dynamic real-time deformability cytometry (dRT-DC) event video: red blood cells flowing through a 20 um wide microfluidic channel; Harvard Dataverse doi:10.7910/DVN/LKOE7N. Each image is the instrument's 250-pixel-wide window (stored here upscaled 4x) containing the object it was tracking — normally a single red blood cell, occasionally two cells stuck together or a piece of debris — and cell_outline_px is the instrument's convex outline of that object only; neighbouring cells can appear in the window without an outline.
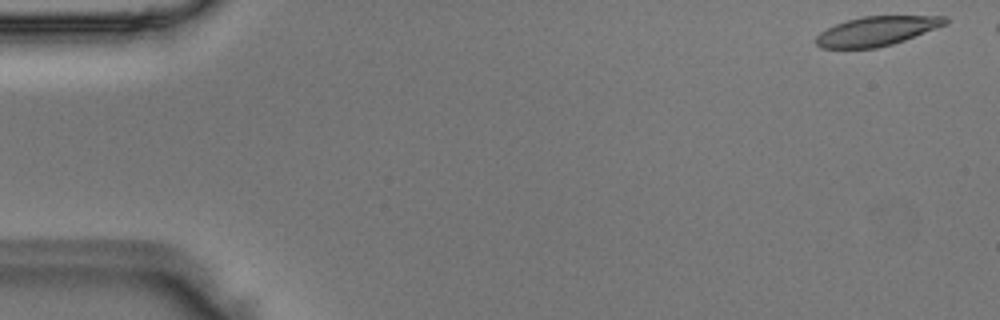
{"species": "Egyptian fruit bat (a non-hibernating species)", "species_latin": "Rousettus aegyptiacus", "temperature_condition": "room temperature", "stored_images_in_passage": 45, "camera_frame_rate_fps": 3000, "um_per_image_px": 0.085, "animal": {"sex": "male"}, "frame": {"image": 1, "passage_image": 1, "time_ms": 0.0, "image_size_px": [1000, 320], "cell_outline_px": [[948, 24], [904, 40], [892, 44], [876, 48], [820, 48], [816, 44], [816, 36], [820, 32], [836, 24], [848, 20], [864, 16], [948, 16]], "centroid_in_image_um": [74.54, 2.64], "position_along_channel_um": 10.5, "area_um2": 21.96}}
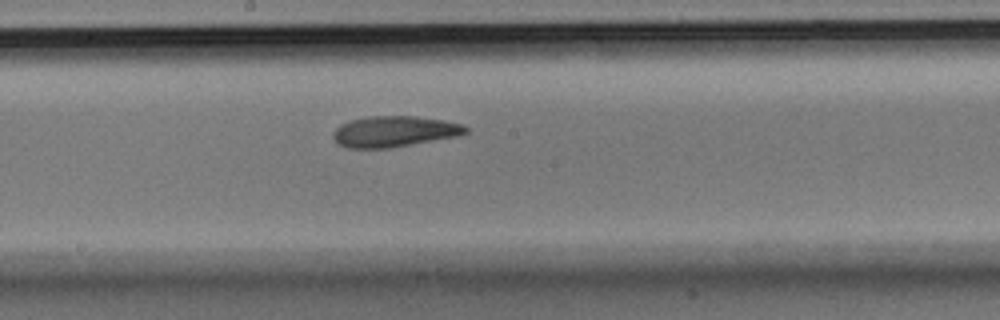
{"frame": {"image": 2, "passage_image": 26, "time_ms": 8.333, "image_size_px": [1000, 320], "cell_outline_px": [[468, 132], [456, 136], [388, 148], [348, 148], [336, 144], [332, 136], [332, 132], [340, 124], [348, 120], [368, 116], [416, 116], [444, 120], [464, 124], [468, 128]], "centroid_in_image_um": [33.46, 11.16], "position_along_channel_um": 214.7, "area_um2": 23.99}}
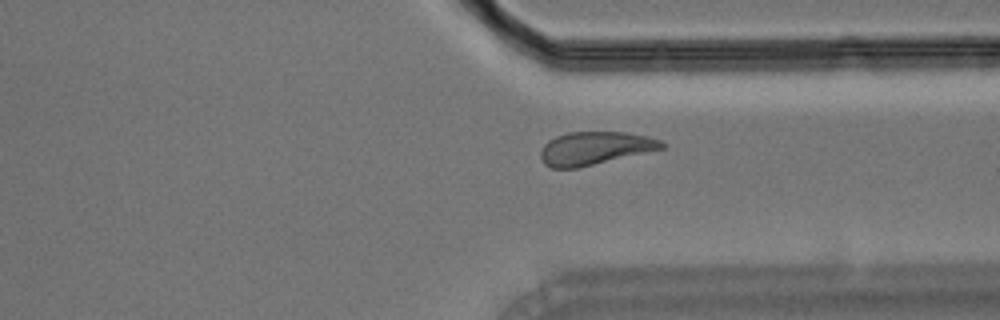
{"frame": {"image": 3, "passage_image": 37, "time_ms": 12.0, "image_size_px": [1000, 320], "cell_outline_px": [[664, 148], [576, 168], [552, 168], [544, 164], [540, 156], [540, 152], [544, 144], [548, 140], [556, 136], [568, 132], [624, 132], [648, 136], [660, 140], [664, 144]], "centroid_in_image_um": [50.52, 12.59], "position_along_channel_um": 360.9, "area_um2": 23.12}}